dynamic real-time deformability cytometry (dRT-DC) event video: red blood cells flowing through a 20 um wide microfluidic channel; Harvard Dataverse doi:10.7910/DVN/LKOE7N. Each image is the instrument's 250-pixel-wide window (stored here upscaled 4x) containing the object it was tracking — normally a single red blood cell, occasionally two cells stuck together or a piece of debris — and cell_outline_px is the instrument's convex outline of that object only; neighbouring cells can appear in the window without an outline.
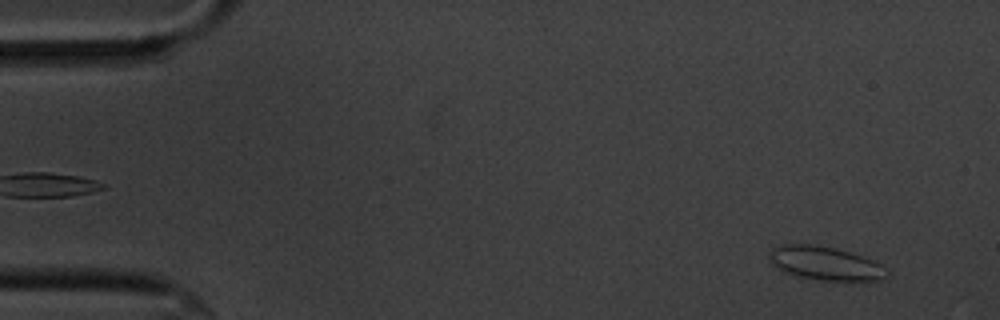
{"species": "common noctule bat (a hibernating species)", "species_latin": "Nyctalus noctula", "temperature_condition": "cold", "stored_images_in_passage": 35, "camera_frame_rate_fps": 3000, "um_per_image_px": 0.085, "animal": {"sex": "male", "body_mass_g": 20.1, "forearm_length_mm": 53.5}, "frame": {"image": 1, "passage_image": 4, "time_ms": 1.0, "image_size_px": [1000, 320], "cell_outline_px": [[888, 276], [876, 280], [820, 280], [800, 276], [784, 272], [772, 264], [768, 260], [768, 252], [772, 248], [784, 244], [816, 244], [836, 248], [872, 260], [888, 268]], "centroid_in_image_um": [70.1, 22.37], "position_along_channel_um": 14.9, "area_um2": 22.95}}
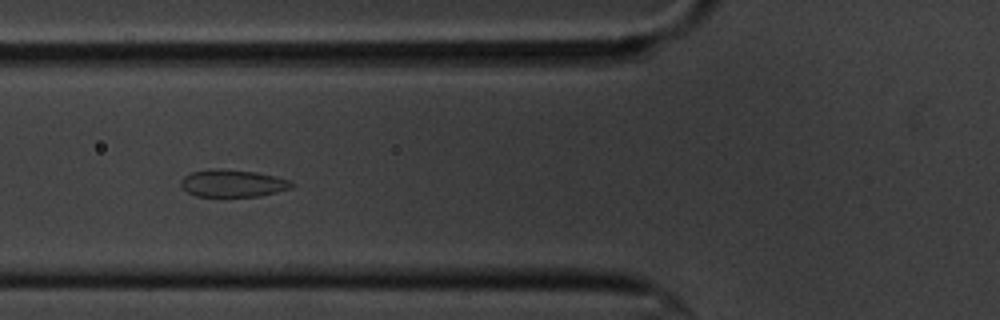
{"frame": {"image": 2, "passage_image": 21, "time_ms": 6.667, "image_size_px": [1000, 320], "cell_outline_px": [[296, 184], [292, 188], [260, 196], [196, 196], [188, 192], [180, 184], [180, 180], [184, 176], [192, 172], [256, 172], [276, 176], [288, 180]], "centroid_in_image_um": [19.85, 15.64], "position_along_channel_um": 105.9, "area_um2": 16.65}}
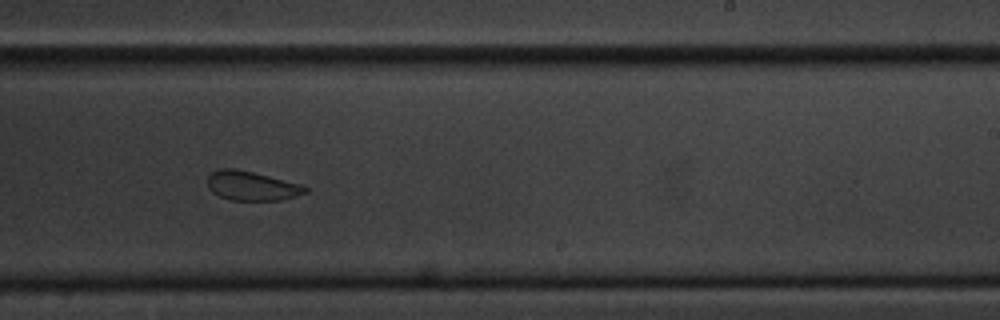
{"frame": {"image": 3, "passage_image": 35, "time_ms": 11.333, "image_size_px": [1000, 320], "cell_outline_px": [[308, 192], [284, 200], [228, 200], [212, 192], [208, 188], [208, 176], [212, 172], [220, 168], [236, 168], [300, 184], [308, 188]], "centroid_in_image_um": [21.38, 15.8], "position_along_channel_um": 267.6, "area_um2": 16.65}}